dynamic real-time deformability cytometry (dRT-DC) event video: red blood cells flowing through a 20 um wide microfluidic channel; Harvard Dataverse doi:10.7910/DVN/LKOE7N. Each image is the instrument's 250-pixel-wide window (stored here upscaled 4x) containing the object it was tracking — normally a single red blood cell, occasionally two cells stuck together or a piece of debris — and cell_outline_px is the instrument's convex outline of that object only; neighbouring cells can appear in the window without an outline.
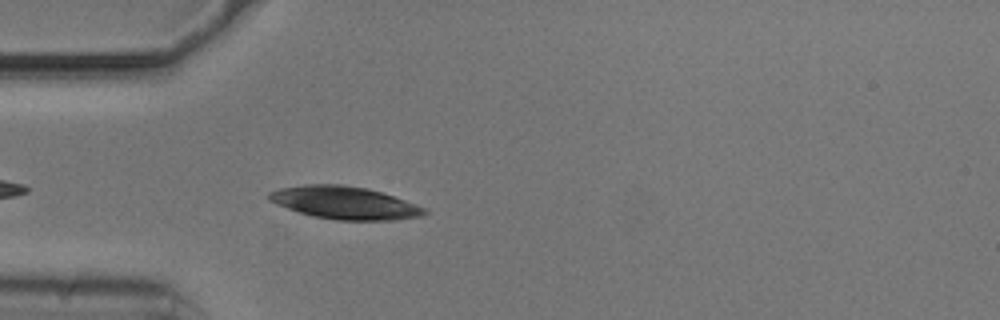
{"species": "common noctule bat (a hibernating species)", "species_latin": "Nyctalus noctula", "temperature_condition": "cold", "stored_images_in_passage": 42, "camera_frame_rate_fps": 3000, "um_per_image_px": 0.085, "animal": {"sex": "male", "body_mass_g": 20.5, "forearm_length_mm": 52.5}, "frame": {"image": 1, "passage_image": 4, "time_ms": 1.0, "image_size_px": [1000, 320], "cell_outline_px": [[428, 212], [424, 216], [392, 220], [336, 220], [312, 216], [276, 204], [268, 200], [268, 192], [280, 188], [304, 184], [340, 184], [364, 188], [380, 192], [416, 204], [424, 208]], "centroid_in_image_um": [29.27, 17.24], "position_along_channel_um": 55.7, "area_um2": 29.42}}
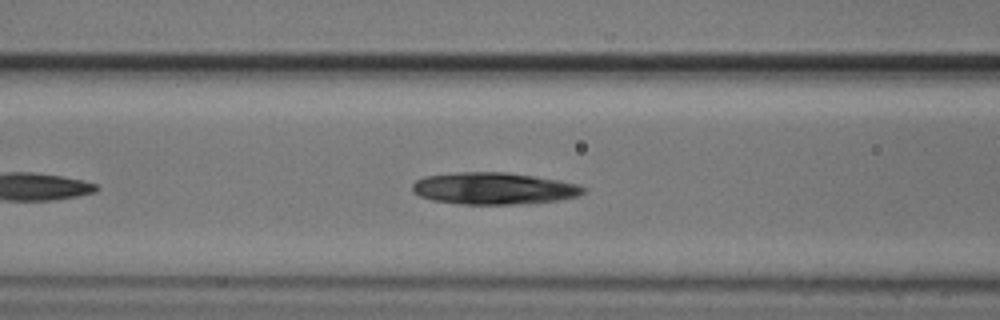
{"frame": {"image": 2, "passage_image": 10, "time_ms": 3.0, "image_size_px": [1000, 320], "cell_outline_px": [[588, 188], [584, 192], [576, 196], [560, 200], [528, 204], [460, 204], [432, 200], [420, 196], [412, 192], [412, 184], [416, 180], [424, 176], [456, 172], [504, 172], [532, 176], [556, 180], [576, 184]], "centroid_in_image_um": [41.94, 16.02], "position_along_channel_um": 124.7, "area_um2": 31.85}}
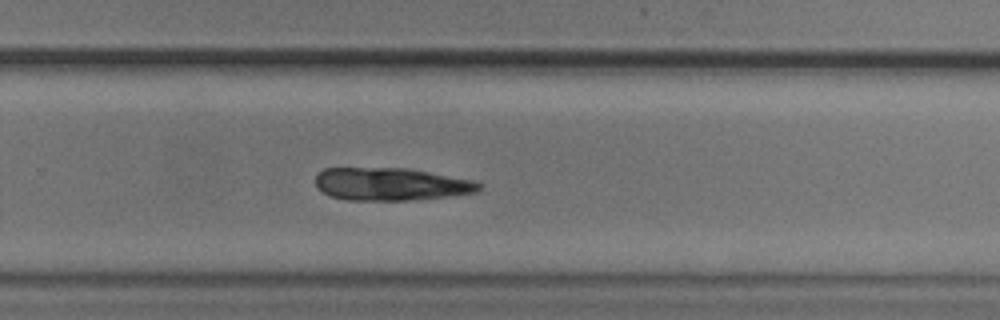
{"frame": {"image": 3, "passage_image": 24, "time_ms": 7.667, "image_size_px": [1000, 320], "cell_outline_px": [[484, 184], [476, 192], [448, 196], [408, 200], [348, 200], [328, 196], [316, 188], [316, 176], [324, 168], [412, 168], [476, 180]], "centroid_in_image_um": [33.25, 15.64], "position_along_channel_um": 296.5, "area_um2": 31.56}}